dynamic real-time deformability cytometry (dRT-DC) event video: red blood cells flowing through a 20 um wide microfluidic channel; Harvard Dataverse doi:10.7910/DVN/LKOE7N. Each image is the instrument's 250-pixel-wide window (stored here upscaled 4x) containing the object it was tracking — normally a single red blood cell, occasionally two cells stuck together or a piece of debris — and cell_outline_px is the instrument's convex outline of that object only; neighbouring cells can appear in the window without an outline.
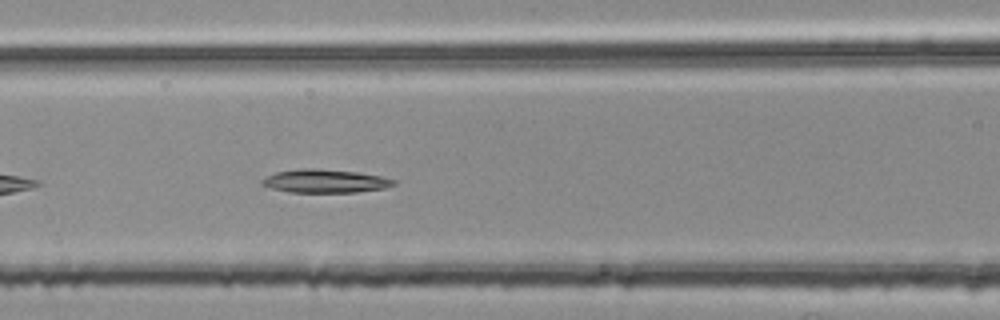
{"species": "common noctule bat (a hibernating species)", "species_latin": "Nyctalus noctula", "temperature_condition": "room temperature", "stored_images_in_passage": 32, "camera_frame_rate_fps": 3000, "um_per_image_px": 0.085, "animal": {"sex": "female", "body_mass_g": 25.1}, "frame": {"image": 1, "passage_image": 8, "time_ms": 2.333, "image_size_px": [1000, 320], "cell_outline_px": [[396, 184], [384, 188], [356, 192], [288, 192], [272, 188], [260, 184], [260, 180], [276, 172], [304, 168], [312, 168], [356, 172], [380, 176], [396, 180]], "centroid_in_image_um": [27.62, 15.39], "position_along_channel_um": 139.0, "area_um2": 17.74}}
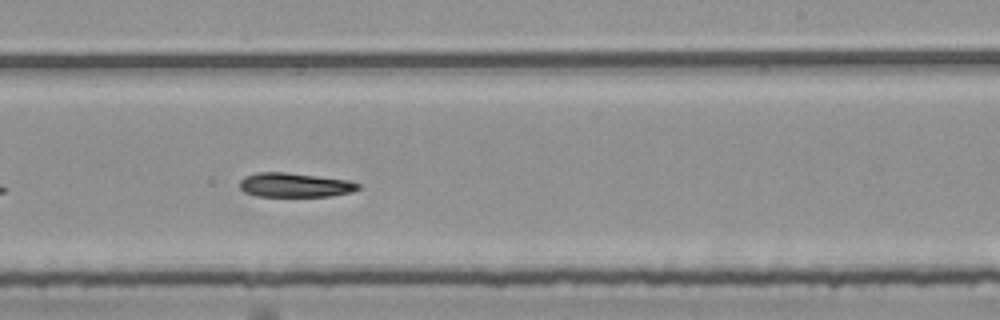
{"frame": {"image": 2, "passage_image": 18, "time_ms": 5.667, "image_size_px": [1000, 320], "cell_outline_px": [[360, 188], [352, 192], [332, 196], [256, 196], [244, 192], [240, 188], [240, 180], [244, 176], [256, 172], [284, 172], [348, 180], [360, 184]], "centroid_in_image_um": [25.04, 15.73], "position_along_channel_um": 264.0, "area_um2": 16.76}}
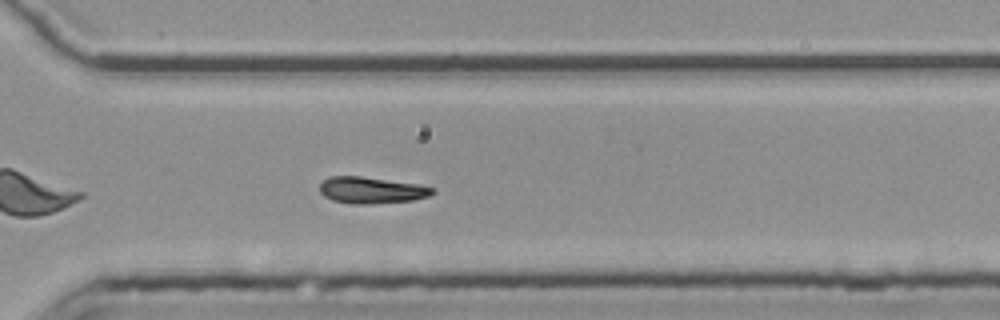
{"frame": {"image": 3, "passage_image": 24, "time_ms": 7.667, "image_size_px": [1000, 320], "cell_outline_px": [[436, 192], [428, 196], [412, 200], [372, 204], [352, 204], [332, 200], [324, 196], [320, 192], [320, 184], [328, 176], [360, 176], [416, 184], [436, 188]], "centroid_in_image_um": [31.56, 16.17], "position_along_channel_um": 339.0, "area_um2": 17.4}}